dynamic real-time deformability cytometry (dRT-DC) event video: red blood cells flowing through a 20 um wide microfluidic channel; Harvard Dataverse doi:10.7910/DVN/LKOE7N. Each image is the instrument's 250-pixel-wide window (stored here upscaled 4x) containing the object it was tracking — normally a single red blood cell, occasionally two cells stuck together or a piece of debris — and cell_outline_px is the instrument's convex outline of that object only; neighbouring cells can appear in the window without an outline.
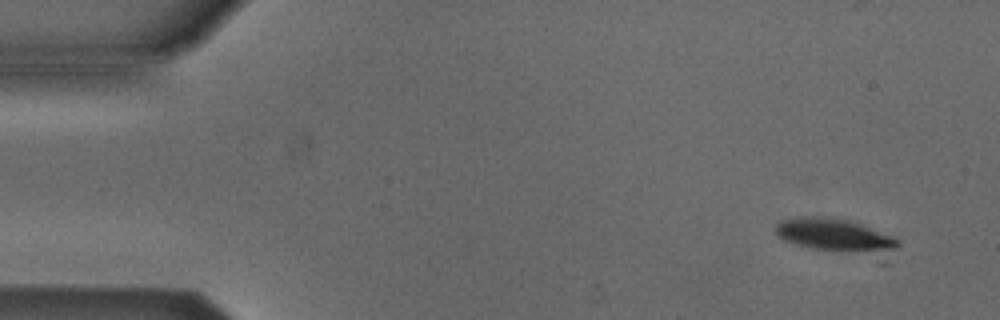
{"species": "Egyptian fruit bat (a non-hibernating species)", "species_latin": "Rousettus aegyptiacus", "temperature_condition": "cold", "stored_images_in_passage": 5, "camera_frame_rate_fps": 3000, "um_per_image_px": 0.085, "animal": {"sex": "male"}, "frame": {"image": 1, "passage_image": 1, "time_ms": 0.0, "image_size_px": [1000, 320], "cell_outline_px": [[900, 244], [888, 264], [880, 264], [812, 248], [796, 244], [784, 240], [776, 236], [776, 224], [780, 220], [796, 216], [828, 216], [848, 220], [860, 224], [892, 236], [900, 240]], "centroid_in_image_um": [71.3, 20.2], "position_along_channel_um": 13.7, "area_um2": 26.99}}
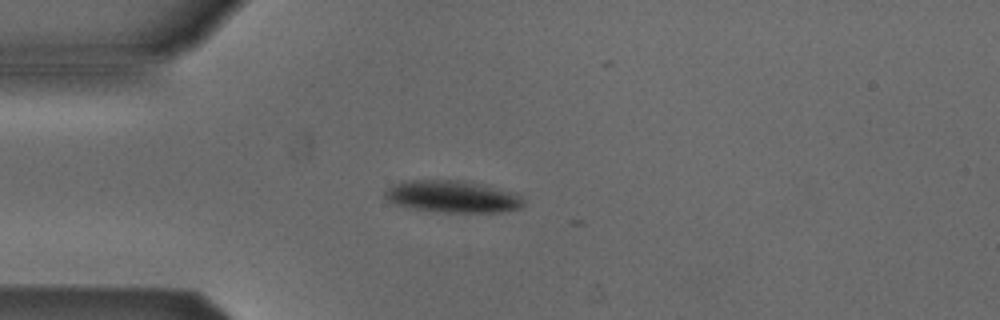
{"frame": {"image": 2, "passage_image": 4, "time_ms": 3.333, "image_size_px": [1000, 320], "cell_outline_px": [[524, 204], [520, 208], [500, 212], [440, 212], [408, 208], [392, 204], [384, 196], [384, 192], [392, 184], [404, 180], [464, 180], [512, 192], [520, 196], [524, 200]], "centroid_in_image_um": [38.39, 16.71], "position_along_channel_um": 46.6, "area_um2": 26.01}}